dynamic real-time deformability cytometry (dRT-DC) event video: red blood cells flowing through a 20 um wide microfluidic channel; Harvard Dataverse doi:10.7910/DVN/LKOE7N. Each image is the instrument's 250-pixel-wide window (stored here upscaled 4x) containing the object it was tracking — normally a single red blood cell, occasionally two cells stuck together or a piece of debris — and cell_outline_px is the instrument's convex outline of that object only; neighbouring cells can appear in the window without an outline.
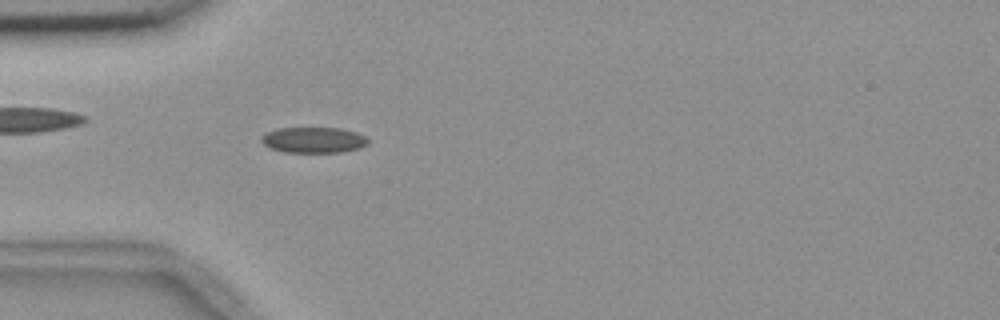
{"species": "common noctule bat (a hibernating species)", "species_latin": "Nyctalus noctula", "temperature_condition": "room temperature", "stored_images_in_passage": 54, "camera_frame_rate_fps": 3000, "um_per_image_px": 0.085, "animal": {"sex": "female", "body_mass_g": 18.4}, "frame": {"image": 1, "passage_image": 15, "time_ms": 4.667, "image_size_px": [1000, 320], "cell_outline_px": [[368, 144], [360, 148], [344, 152], [284, 152], [272, 148], [264, 144], [260, 140], [260, 136], [276, 128], [340, 128], [356, 132], [364, 136], [368, 140]], "centroid_in_image_um": [26.66, 11.9], "position_along_channel_um": 58.3, "area_um2": 16.01}}
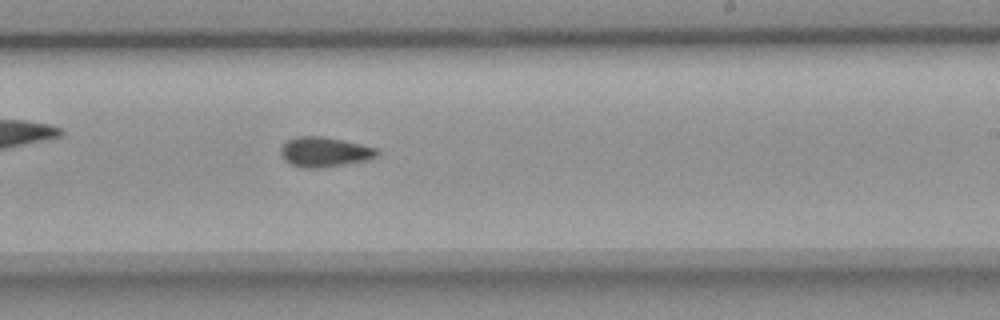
{"frame": {"image": 2, "passage_image": 32, "time_ms": 10.333, "image_size_px": [1000, 320], "cell_outline_px": [[380, 156], [368, 160], [324, 168], [304, 168], [292, 164], [284, 160], [280, 152], [280, 148], [288, 140], [296, 136], [324, 136], [344, 140], [376, 148], [380, 152]], "centroid_in_image_um": [27.62, 12.92], "position_along_channel_um": 261.4, "area_um2": 16.99}}
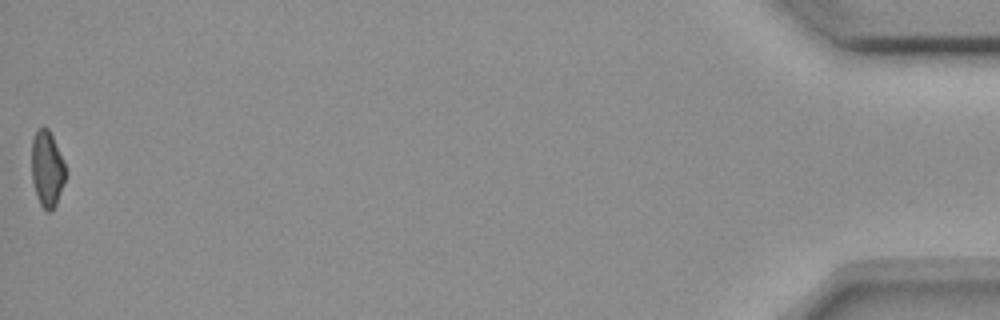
{"frame": {"image": 3, "passage_image": 54, "time_ms": 17.667, "image_size_px": [1000, 320], "cell_outline_px": [[68, 172], [56, 204], [48, 212], [40, 204], [36, 196], [32, 180], [32, 140], [36, 132], [40, 128], [48, 128], [52, 136]], "centroid_in_image_um": [4.01, 14.37], "position_along_channel_um": 431.2, "area_um2": 14.85}, "authors_computed_cell_mechanics": {"area_um2": 16.1551, "velocity_mm_per_s": 3.6601, "shape_relaxation_time_tau1_ms": null, "shape_relaxation_time_tau2_ms": 3.9432, "deformation_change_tau1": null, "deformation_change_tau2": 0.0787}}